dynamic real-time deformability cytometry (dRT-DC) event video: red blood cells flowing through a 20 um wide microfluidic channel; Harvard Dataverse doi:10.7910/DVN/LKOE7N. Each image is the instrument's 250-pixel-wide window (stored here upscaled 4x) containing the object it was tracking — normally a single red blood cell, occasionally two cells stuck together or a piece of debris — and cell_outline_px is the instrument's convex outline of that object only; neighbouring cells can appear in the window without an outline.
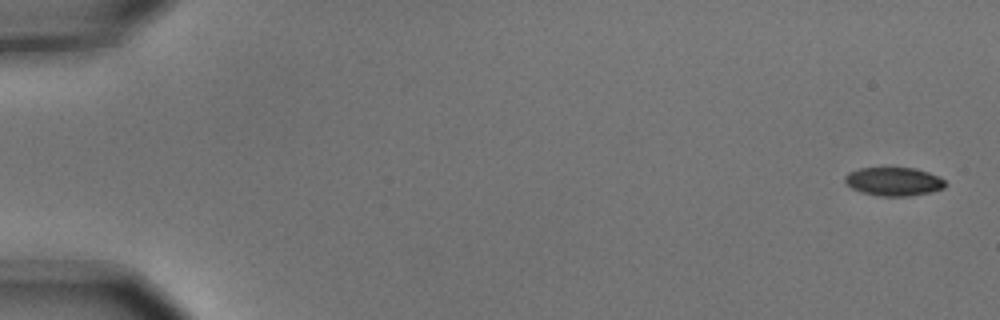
{"species": "common noctule bat (a hibernating species)", "species_latin": "Nyctalus noctula", "temperature_condition": "cold", "stored_images_in_passage": 7, "camera_frame_rate_fps": 3000, "um_per_image_px": 0.085, "animal": {"sex": "male", "body_mass_g": 15.6}, "frame": {"image": 1, "passage_image": 1, "time_ms": 0.0, "image_size_px": [1000, 320], "cell_outline_px": [[948, 184], [944, 188], [932, 192], [908, 196], [880, 196], [860, 192], [844, 184], [844, 176], [848, 172], [860, 168], [916, 168], [928, 172], [944, 180]], "centroid_in_image_um": [75.94, 15.43], "position_along_channel_um": 9.1, "area_um2": 16.82}}
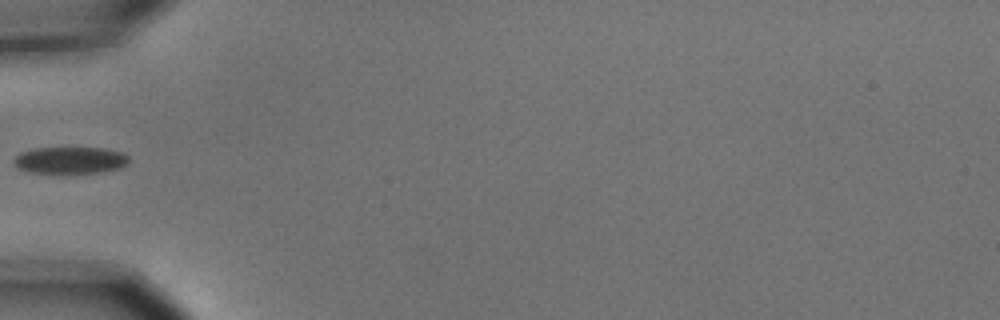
{"frame": {"image": 2, "passage_image": 6, "time_ms": 1.667, "image_size_px": [1000, 320], "cell_outline_px": [[128, 164], [120, 168], [104, 172], [68, 176], [60, 176], [32, 172], [20, 168], [12, 160], [20, 152], [32, 148], [104, 148], [120, 152], [128, 156]], "centroid_in_image_um": [5.97, 13.67], "position_along_channel_um": 79.0, "area_um2": 18.84}}
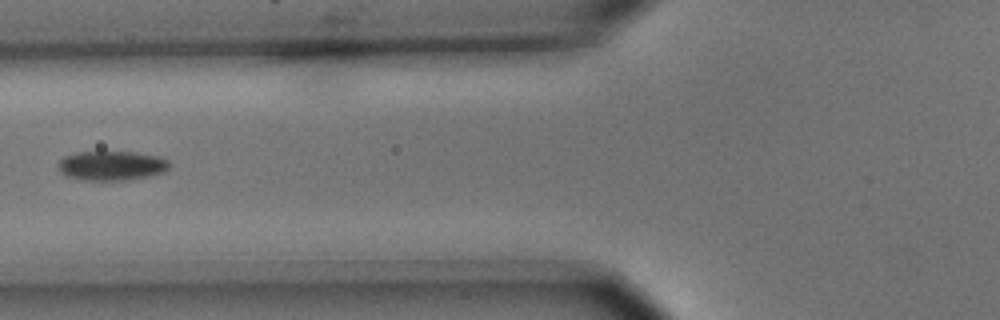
{"frame": {"image": 3, "passage_image": 7, "time_ms": 2.0, "image_size_px": [1000, 320], "cell_outline_px": [[168, 168], [164, 172], [148, 176], [128, 180], [84, 180], [64, 176], [60, 172], [56, 164], [64, 156], [76, 152], [136, 152], [160, 156], [168, 160]], "centroid_in_image_um": [9.45, 14.08], "position_along_channel_um": 116.4, "area_um2": 19.25}}